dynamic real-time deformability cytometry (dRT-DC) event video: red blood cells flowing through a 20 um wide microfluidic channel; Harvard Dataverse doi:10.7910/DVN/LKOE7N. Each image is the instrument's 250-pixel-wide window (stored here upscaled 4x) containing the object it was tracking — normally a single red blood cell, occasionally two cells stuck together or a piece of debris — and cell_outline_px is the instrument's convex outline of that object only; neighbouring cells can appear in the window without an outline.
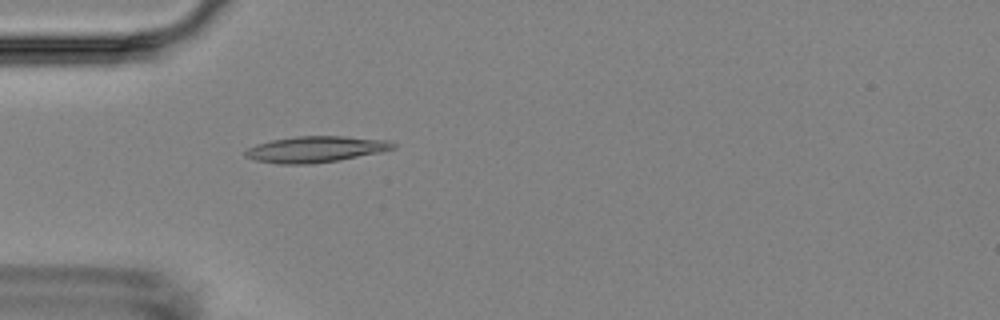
{"species": "Egyptian fruit bat (a non-hibernating species)", "species_latin": "Rousettus aegyptiacus", "temperature_condition": "room temperature", "stored_images_in_passage": 4, "camera_frame_rate_fps": 3000, "um_per_image_px": 0.085, "animal": {"sex": "female"}, "frame": {"image": 1, "passage_image": 4, "time_ms": 4.667, "image_size_px": [1000, 320], "cell_outline_px": [[396, 148], [380, 152], [340, 160], [312, 164], [276, 164], [256, 160], [244, 156], [244, 152], [248, 148], [256, 144], [272, 140], [296, 136], [344, 136], [388, 140], [396, 144]], "centroid_in_image_um": [26.83, 12.69], "position_along_channel_um": 58.2, "area_um2": 22.6}}